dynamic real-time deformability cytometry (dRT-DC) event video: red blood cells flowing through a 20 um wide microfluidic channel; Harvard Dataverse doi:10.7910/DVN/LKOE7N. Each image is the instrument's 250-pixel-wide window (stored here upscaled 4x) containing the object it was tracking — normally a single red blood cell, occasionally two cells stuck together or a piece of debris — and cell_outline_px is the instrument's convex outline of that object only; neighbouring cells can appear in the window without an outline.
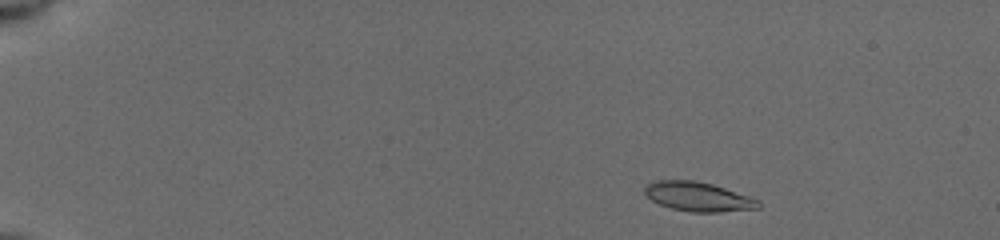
{"species": "common noctule bat (a hibernating species)", "species_latin": "Nyctalus noctula", "temperature_condition": "cold", "stored_images_in_passage": 37, "camera_frame_rate_fps": 3000, "um_per_image_px": 0.085, "animal": {"sex": "female", "body_mass_g": 19.5, "forearm_length_mm": 54.1}, "frame": {"image": 1, "passage_image": 2, "time_ms": 0.333, "image_size_px": [1000, 240], "cell_outline_px": [[760, 208], [720, 212], [692, 212], [672, 208], [660, 204], [652, 200], [644, 192], [644, 188], [648, 184], [656, 180], [692, 180], [712, 184], [760, 200]], "centroid_in_image_um": [59.35, 16.72], "position_along_channel_um": 25.6, "area_um2": 19.19}}
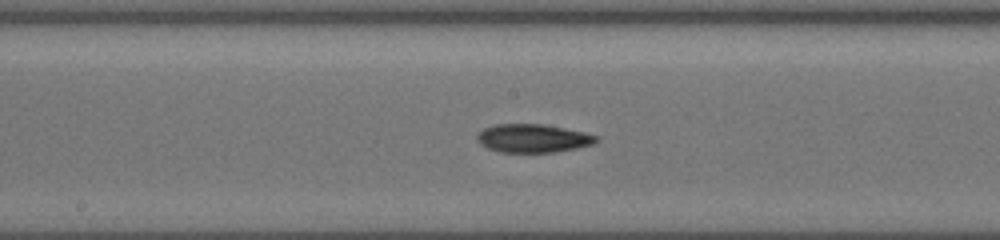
{"frame": {"image": 2, "passage_image": 17, "time_ms": 7.667, "image_size_px": [1000, 240], "cell_outline_px": [[600, 140], [592, 144], [576, 148], [556, 152], [500, 152], [488, 148], [480, 144], [476, 140], [476, 136], [484, 128], [496, 124], [544, 124], [564, 128], [600, 136]], "centroid_in_image_um": [45.3, 11.75], "position_along_channel_um": 202.9, "area_um2": 19.71}}
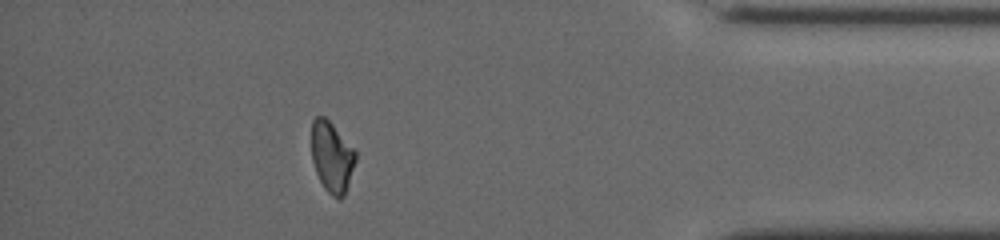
{"frame": {"image": 3, "passage_image": 32, "time_ms": 13.667, "image_size_px": [1000, 240], "cell_outline_px": [[356, 160], [344, 196], [340, 200], [332, 196], [324, 188], [316, 172], [312, 160], [312, 120], [316, 116], [324, 116], [332, 124], [356, 152]], "centroid_in_image_um": [28.2, 13.36], "position_along_channel_um": 407.0, "area_um2": 17.92}, "authors_computed_cell_mechanics": {"area_um2": 18.6694, "velocity_mm_per_s": 3.9361, "shape_relaxation_time_tau1_ms": 3.4183, "shape_relaxation_time_tau2_ms": 6.9275, "deformation_change_tau1": 0.1266, "deformation_change_tau2": 0.1145}}